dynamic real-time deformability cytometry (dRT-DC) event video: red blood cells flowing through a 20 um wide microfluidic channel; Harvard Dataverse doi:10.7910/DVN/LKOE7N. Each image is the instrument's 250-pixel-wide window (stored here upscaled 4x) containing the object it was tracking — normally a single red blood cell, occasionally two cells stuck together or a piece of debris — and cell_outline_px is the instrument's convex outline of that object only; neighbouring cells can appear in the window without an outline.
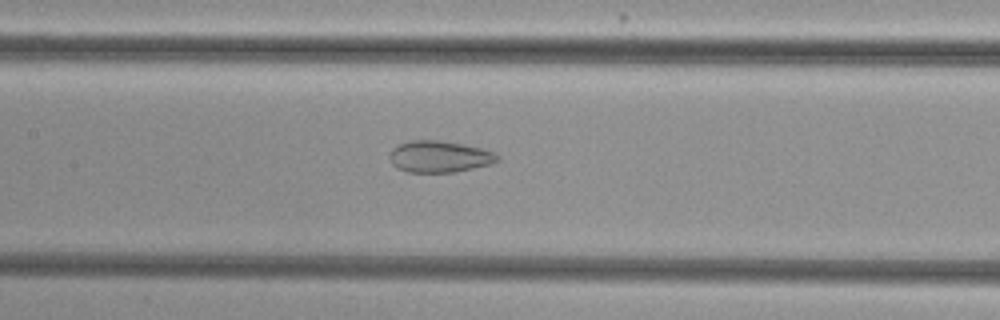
{"species": "common noctule bat (a hibernating species)", "species_latin": "Nyctalus noctula", "temperature_condition": "cold", "stored_images_in_passage": 34, "camera_frame_rate_fps": 3000, "um_per_image_px": 0.085, "animal": {"sex": "female", "body_mass_g": 29.2, "forearm_length_mm": 56.3}, "frame": {"image": 1, "passage_image": 10, "time_ms": 3.0, "image_size_px": [1000, 320], "cell_outline_px": [[500, 160], [492, 164], [452, 172], [408, 172], [396, 168], [392, 164], [388, 156], [392, 148], [400, 144], [412, 140], [436, 140], [464, 144], [496, 152], [500, 156]], "centroid_in_image_um": [37.35, 13.31], "position_along_channel_um": 170.0, "area_um2": 19.94}}
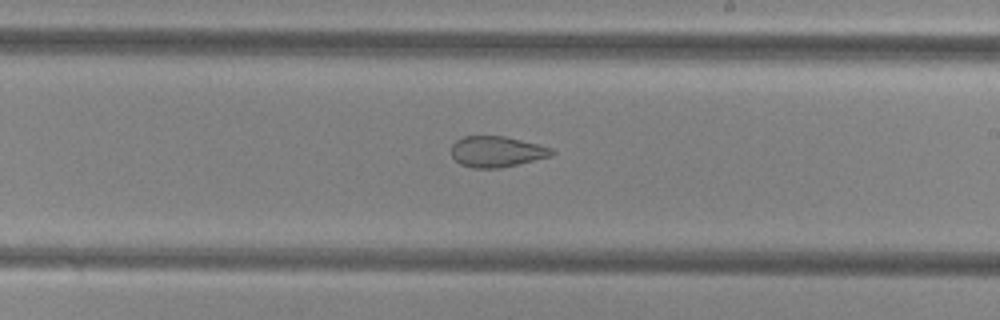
{"frame": {"image": 2, "passage_image": 16, "time_ms": 5.0, "image_size_px": [1000, 320], "cell_outline_px": [[556, 152], [552, 156], [500, 168], [472, 168], [460, 164], [452, 156], [452, 144], [456, 140], [464, 136], [504, 136], [552, 148]], "centroid_in_image_um": [42.21, 12.89], "position_along_channel_um": 246.8, "area_um2": 17.98}}
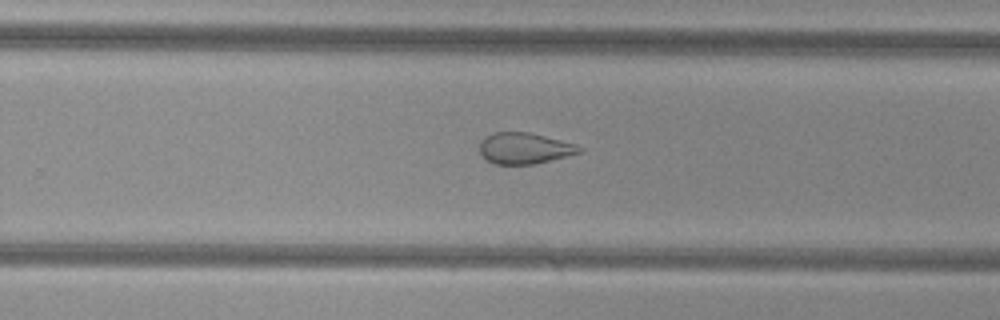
{"frame": {"image": 3, "passage_image": 19, "time_ms": 6.0, "image_size_px": [1000, 320], "cell_outline_px": [[584, 152], [536, 164], [492, 164], [480, 156], [480, 140], [484, 136], [492, 132], [528, 132], [576, 144], [584, 148]], "centroid_in_image_um": [44.57, 12.61], "position_along_channel_um": 285.2, "area_um2": 18.44}, "authors_computed_cell_mechanics": {"area_um2": 19.1029, "velocity_mm_per_s": 3.8529, "shape_relaxation_time_tau1_ms": null, "shape_relaxation_time_tau2_ms": 1.9702, "deformation_change_tau1": null, "deformation_change_tau2": 0.0925}}